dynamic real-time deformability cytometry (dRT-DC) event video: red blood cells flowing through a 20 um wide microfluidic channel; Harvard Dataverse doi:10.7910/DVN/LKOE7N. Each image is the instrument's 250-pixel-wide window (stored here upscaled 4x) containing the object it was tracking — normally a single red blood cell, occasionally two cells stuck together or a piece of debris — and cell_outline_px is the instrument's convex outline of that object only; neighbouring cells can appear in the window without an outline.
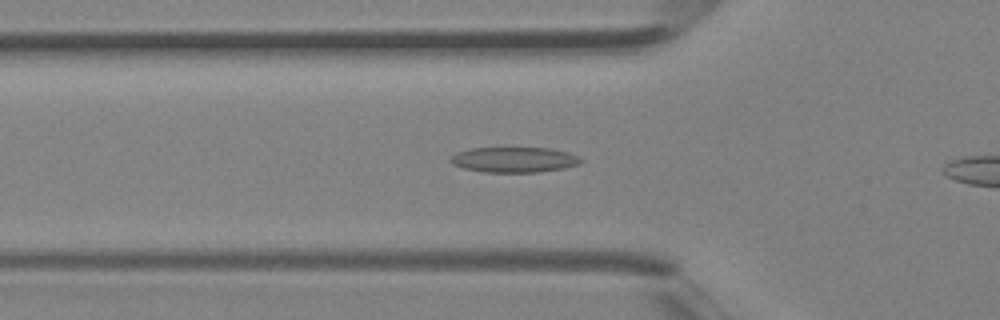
{"species": "Egyptian fruit bat (a non-hibernating species)", "species_latin": "Rousettus aegyptiacus", "temperature_condition": "room temperature", "stored_images_in_passage": 25, "camera_frame_rate_fps": 3000, "um_per_image_px": 0.085, "animal": {"sex": "female"}, "frame": {"image": 1, "passage_image": 6, "time_ms": 1.667, "image_size_px": [1000, 320], "cell_outline_px": [[584, 160], [580, 164], [564, 168], [540, 172], [484, 172], [464, 168], [452, 164], [448, 160], [456, 152], [472, 148], [552, 148], [568, 152], [580, 156]], "centroid_in_image_um": [43.74, 13.57], "position_along_channel_um": 82.1, "area_um2": 19.42}}
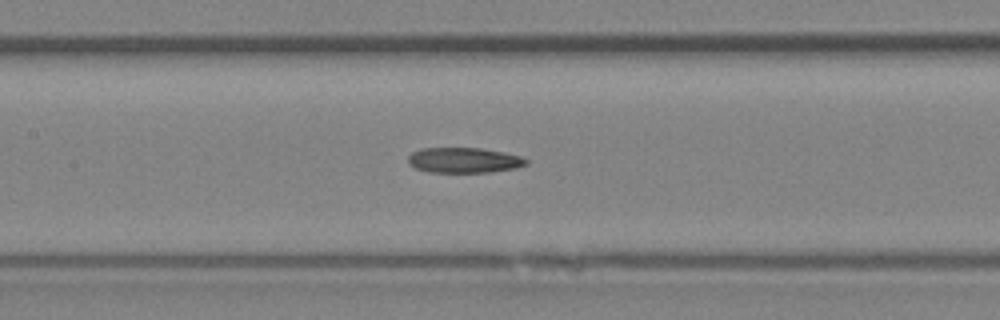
{"frame": {"image": 2, "passage_image": 11, "time_ms": 3.333, "image_size_px": [1000, 320], "cell_outline_px": [[528, 164], [516, 168], [488, 172], [428, 172], [416, 168], [408, 164], [408, 156], [412, 152], [420, 148], [480, 148], [504, 152], [520, 156], [528, 160]], "centroid_in_image_um": [39.42, 13.61], "position_along_channel_um": 168.0, "area_um2": 17.46}}
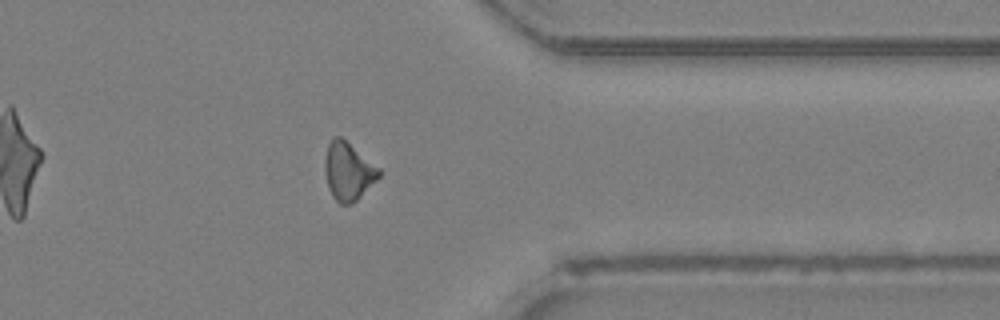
{"frame": {"image": 3, "passage_image": 24, "time_ms": 7.667, "image_size_px": [1000, 320], "cell_outline_px": [[380, 176], [356, 200], [348, 204], [340, 204], [332, 196], [328, 188], [324, 172], [324, 160], [328, 144], [332, 136], [340, 136], [380, 168]], "centroid_in_image_um": [29.56, 14.54], "position_along_channel_um": 381.8, "area_um2": 18.15}}